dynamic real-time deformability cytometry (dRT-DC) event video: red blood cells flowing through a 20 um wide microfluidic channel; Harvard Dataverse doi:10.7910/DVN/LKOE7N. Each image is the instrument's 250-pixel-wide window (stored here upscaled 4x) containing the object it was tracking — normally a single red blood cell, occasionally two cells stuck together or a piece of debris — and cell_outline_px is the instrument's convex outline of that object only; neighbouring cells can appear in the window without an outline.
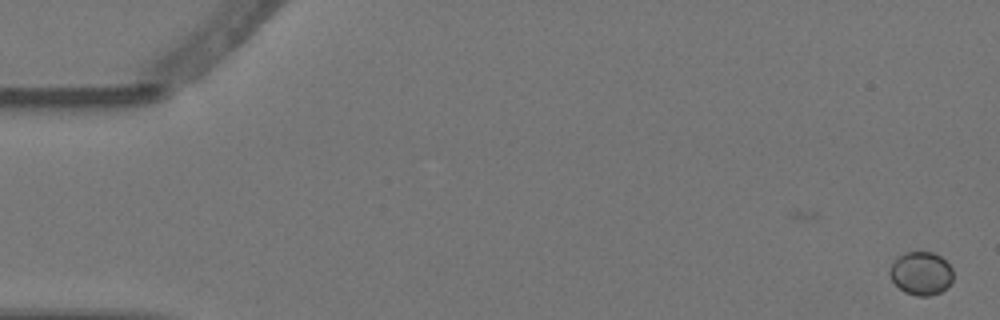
{"species": "Egyptian fruit bat (a non-hibernating species)", "species_latin": "Rousettus aegyptiacus", "temperature_condition": "warm", "stored_images_in_passage": 3, "camera_frame_rate_fps": 3000, "um_per_image_px": 0.085, "animal": {"sex": "female"}, "frame": {"image": 1, "passage_image": 1, "time_ms": 0.0, "image_size_px": [1000, 320], "cell_outline_px": [[952, 280], [948, 288], [940, 292], [928, 296], [916, 296], [904, 292], [892, 280], [888, 272], [892, 260], [896, 256], [904, 252], [932, 252], [940, 256], [952, 268]], "centroid_in_image_um": [78.26, 23.23], "position_along_channel_um": 6.7, "area_um2": 16.18}}